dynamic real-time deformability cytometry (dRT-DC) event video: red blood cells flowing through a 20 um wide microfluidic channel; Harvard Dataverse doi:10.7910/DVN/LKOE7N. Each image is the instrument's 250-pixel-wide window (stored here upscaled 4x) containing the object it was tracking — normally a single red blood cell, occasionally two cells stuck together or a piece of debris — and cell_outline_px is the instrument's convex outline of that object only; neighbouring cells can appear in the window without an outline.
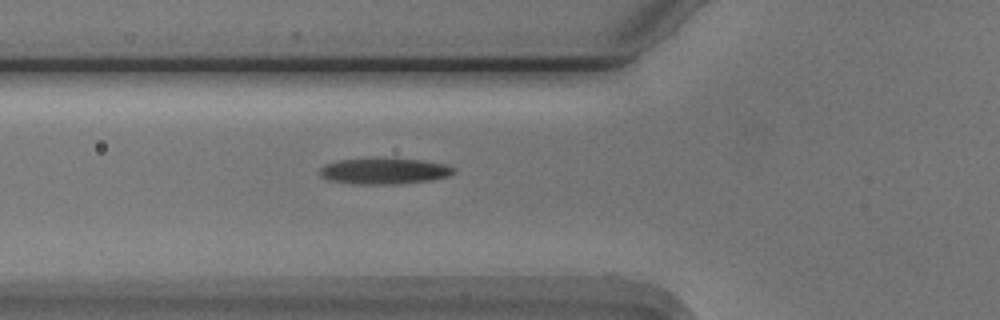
{"species": "Egyptian fruit bat (a non-hibernating species)", "species_latin": "Rousettus aegyptiacus", "temperature_condition": "cold", "stored_images_in_passage": 41, "camera_frame_rate_fps": 3000, "um_per_image_px": 0.085, "animal": {"sex": "male"}, "frame": {"image": 1, "passage_image": 6, "time_ms": 1.667, "image_size_px": [1000, 320], "cell_outline_px": [[456, 172], [448, 176], [432, 180], [400, 184], [360, 184], [332, 180], [324, 176], [320, 172], [320, 168], [324, 164], [340, 160], [376, 156], [392, 156], [424, 160], [448, 164], [456, 168]], "centroid_in_image_um": [32.77, 14.49], "position_along_channel_um": 93.0, "area_um2": 21.15}}
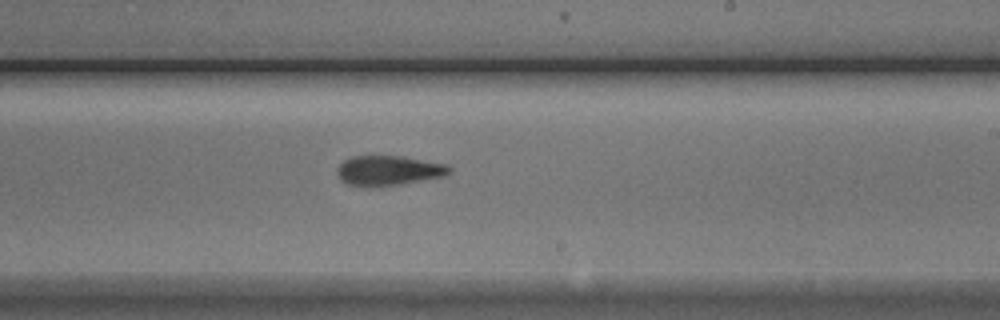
{"frame": {"image": 2, "passage_image": 19, "time_ms": 6.0, "image_size_px": [1000, 320], "cell_outline_px": [[452, 168], [444, 176], [380, 188], [364, 188], [348, 184], [340, 180], [336, 176], [336, 168], [344, 160], [352, 156], [400, 156], [444, 164]], "centroid_in_image_um": [32.92, 14.53], "position_along_channel_um": 256.1, "area_um2": 19.83}}
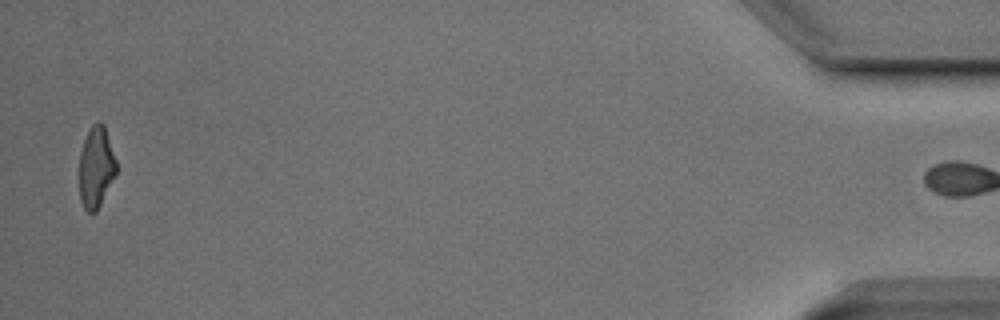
{"frame": {"image": 3, "passage_image": 40, "time_ms": 13.0, "image_size_px": [1000, 320], "cell_outline_px": [[116, 172], [96, 212], [88, 212], [84, 208], [80, 200], [80, 152], [84, 140], [92, 124], [100, 120], [104, 124], [116, 160]], "centroid_in_image_um": [8.16, 14.18], "position_along_channel_um": 427.0, "area_um2": 17.22}, "authors_computed_cell_mechanics": {"area_um2": 19.1318, "velocity_mm_per_s": 3.747, "shape_relaxation_time_tau1_ms": 4.9217, "shape_relaxation_time_tau2_ms": 2.7475, "deformation_change_tau1": 0.1443, "deformation_change_tau2": 0.1147}}